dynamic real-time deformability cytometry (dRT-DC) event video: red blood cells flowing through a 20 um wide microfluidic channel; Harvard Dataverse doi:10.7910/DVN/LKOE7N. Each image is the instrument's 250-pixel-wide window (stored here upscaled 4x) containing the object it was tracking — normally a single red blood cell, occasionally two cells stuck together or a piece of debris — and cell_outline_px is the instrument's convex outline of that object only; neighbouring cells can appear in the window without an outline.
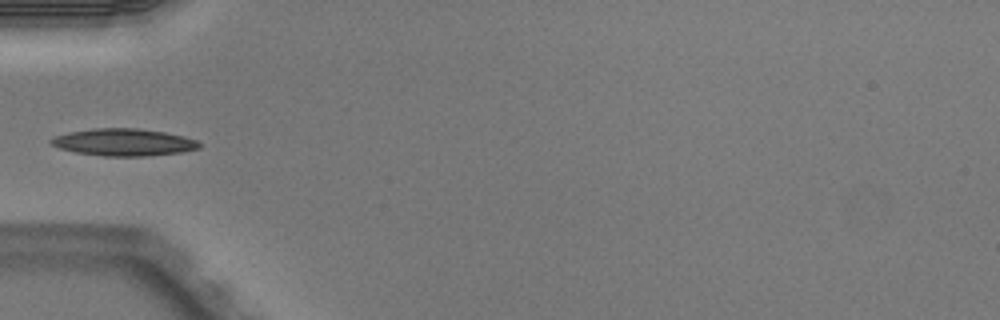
{"species": "Egyptian fruit bat (a non-hibernating species)", "species_latin": "Rousettus aegyptiacus", "temperature_condition": "warm", "stored_images_in_passage": 5, "camera_frame_rate_fps": 3000, "um_per_image_px": 0.085, "animal": {"sex": "male"}, "frame": {"image": 1, "passage_image": 5, "time_ms": 1.333, "image_size_px": [1000, 320], "cell_outline_px": [[200, 148], [180, 152], [144, 156], [104, 156], [76, 152], [60, 148], [52, 144], [48, 140], [56, 136], [68, 132], [92, 128], [136, 128], [164, 132], [184, 136], [196, 140], [200, 144]], "centroid_in_image_um": [10.5, 12.08], "position_along_channel_um": 74.5, "area_um2": 23.29}}